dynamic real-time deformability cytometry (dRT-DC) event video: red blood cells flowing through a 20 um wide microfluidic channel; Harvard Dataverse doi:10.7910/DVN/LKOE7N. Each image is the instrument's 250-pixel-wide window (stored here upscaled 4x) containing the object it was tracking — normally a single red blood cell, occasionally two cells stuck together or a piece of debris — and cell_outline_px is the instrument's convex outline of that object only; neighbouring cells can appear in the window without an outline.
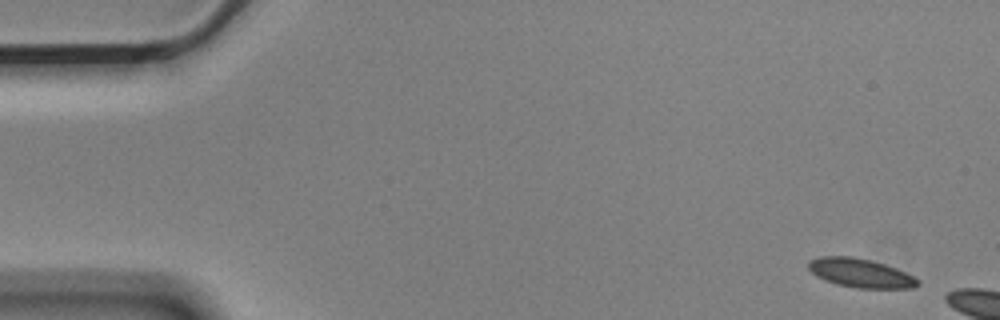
{"species": "Egyptian fruit bat (a non-hibernating species)", "species_latin": "Rousettus aegyptiacus", "temperature_condition": "cold", "stored_images_in_passage": 3, "camera_frame_rate_fps": 3000, "um_per_image_px": 0.085, "animal": {"sex": "male"}, "frame": {"image": 1, "passage_image": 1, "time_ms": 0.0, "image_size_px": [1000, 320], "cell_outline_px": [[920, 284], [912, 288], [856, 288], [836, 284], [816, 276], [808, 268], [808, 260], [820, 256], [852, 256], [884, 264], [896, 268], [920, 280]], "centroid_in_image_um": [73.12, 23.21], "position_along_channel_um": 11.9, "area_um2": 18.32}}